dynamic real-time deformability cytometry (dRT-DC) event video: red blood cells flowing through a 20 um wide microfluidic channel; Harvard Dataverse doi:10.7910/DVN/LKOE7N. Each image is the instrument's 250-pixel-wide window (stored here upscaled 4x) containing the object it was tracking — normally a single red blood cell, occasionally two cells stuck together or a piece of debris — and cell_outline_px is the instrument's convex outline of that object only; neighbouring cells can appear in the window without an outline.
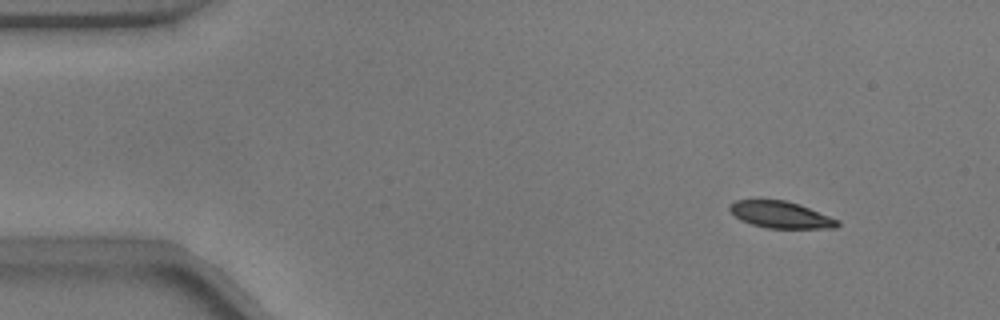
{"species": "common noctule bat (a hibernating species)", "species_latin": "Nyctalus noctula", "temperature_condition": "warm", "stored_images_in_passage": 35, "camera_frame_rate_fps": 3000, "um_per_image_px": 0.085, "animal": {"sex": "male", "body_mass_g": 17.9}, "frame": {"image": 1, "passage_image": 1, "time_ms": 0.0, "image_size_px": [1000, 320], "cell_outline_px": [[840, 224], [836, 228], [768, 228], [752, 224], [740, 220], [728, 208], [736, 200], [784, 200], [800, 204], [840, 220]], "centroid_in_image_um": [66.41, 18.26], "position_along_channel_um": 18.6, "area_um2": 16.7}}
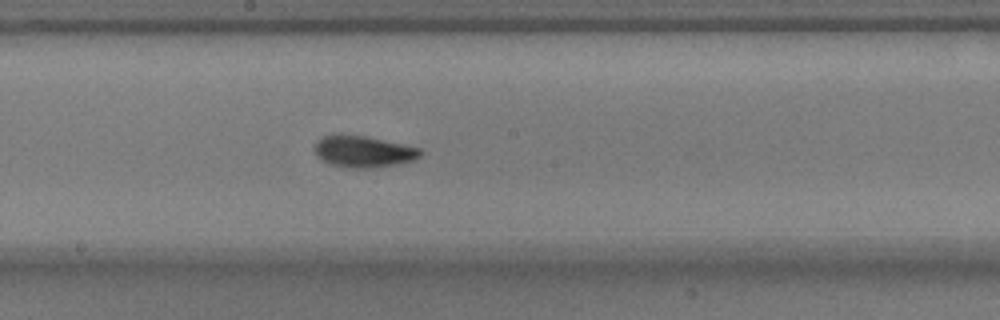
{"frame": {"image": 2, "passage_image": 24, "time_ms": 7.667, "image_size_px": [1000, 320], "cell_outline_px": [[424, 152], [420, 156], [412, 160], [396, 164], [376, 168], [352, 168], [328, 164], [320, 160], [316, 156], [316, 140], [324, 136], [336, 132], [364, 136], [420, 148]], "centroid_in_image_um": [30.83, 12.87], "position_along_channel_um": 217.4, "area_um2": 19.65}}
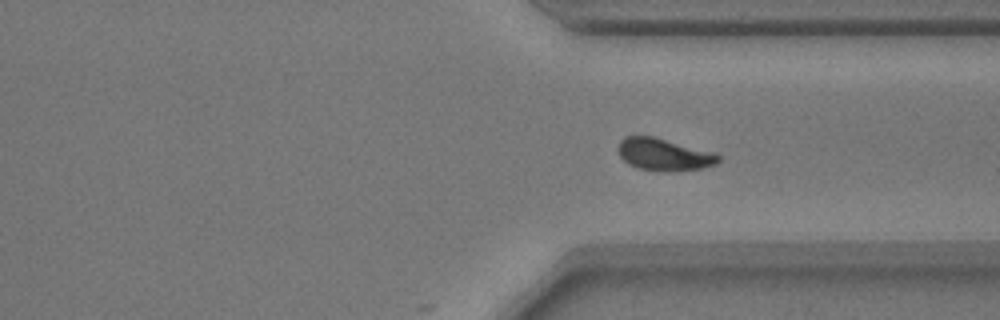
{"frame": {"image": 3, "passage_image": 35, "time_ms": 11.333, "image_size_px": [1000, 320], "cell_outline_px": [[720, 160], [716, 164], [704, 168], [676, 172], [664, 172], [640, 168], [628, 164], [620, 156], [616, 148], [620, 140], [624, 136], [652, 136], [716, 152], [720, 156]], "centroid_in_image_um": [56.46, 13.14], "position_along_channel_um": 354.9, "area_um2": 19.19}}